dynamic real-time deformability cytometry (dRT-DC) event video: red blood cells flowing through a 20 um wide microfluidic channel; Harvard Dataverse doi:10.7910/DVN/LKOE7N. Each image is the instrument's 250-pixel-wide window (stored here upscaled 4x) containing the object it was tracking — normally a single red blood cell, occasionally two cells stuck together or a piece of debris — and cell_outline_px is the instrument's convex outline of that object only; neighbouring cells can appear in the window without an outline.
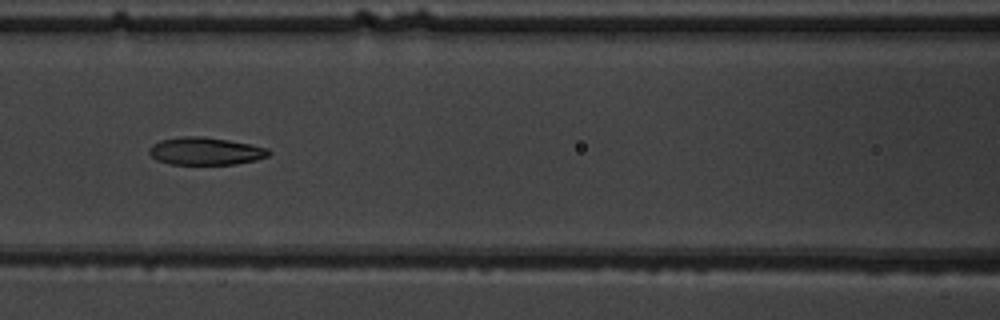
{"species": "common noctule bat (a hibernating species)", "species_latin": "Nyctalus noctula", "temperature_condition": "warm", "stored_images_in_passage": 7, "camera_frame_rate_fps": 3000, "um_per_image_px": 0.085, "animal": {"sex": "male", "body_mass_g": 19.5, "forearm_length_mm": 54.6}, "frame": {"image": 1, "passage_image": 7, "time_ms": 7.0, "image_size_px": [1000, 320], "cell_outline_px": [[272, 152], [268, 156], [256, 160], [236, 164], [172, 164], [156, 160], [148, 152], [148, 148], [152, 144], [160, 140], [184, 136], [204, 136], [228, 140], [268, 148]], "centroid_in_image_um": [17.45, 12.84], "position_along_channel_um": 149.1, "area_um2": 19.25}}